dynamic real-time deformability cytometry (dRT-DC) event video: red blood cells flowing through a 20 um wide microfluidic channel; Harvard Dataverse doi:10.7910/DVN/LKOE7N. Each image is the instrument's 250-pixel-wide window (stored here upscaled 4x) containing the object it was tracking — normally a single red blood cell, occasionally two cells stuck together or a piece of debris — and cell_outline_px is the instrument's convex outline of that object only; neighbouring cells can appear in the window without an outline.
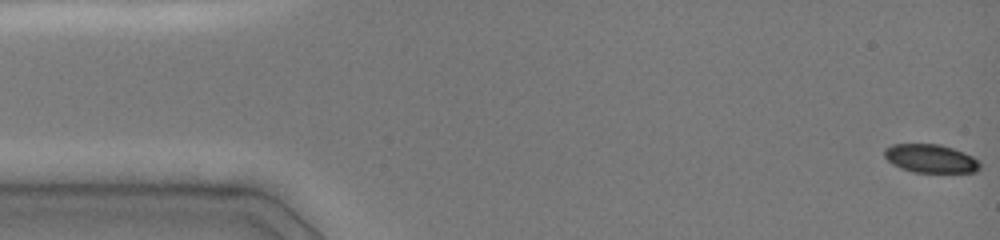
{"species": "common noctule bat (a hibernating species)", "species_latin": "Nyctalus noctula", "temperature_condition": "cold", "stored_images_in_passage": 47, "camera_frame_rate_fps": 3000, "um_per_image_px": 0.085, "animal": {"sex": "female", "body_mass_g": 19.0, "forearm_length_mm": 51.5}, "frame": {"image": 1, "passage_image": 1, "time_ms": 0.0, "image_size_px": [1000, 240], "cell_outline_px": [[980, 168], [976, 172], [912, 172], [900, 168], [892, 164], [884, 156], [884, 148], [892, 144], [940, 144], [964, 152], [972, 156], [980, 164]], "centroid_in_image_um": [79.07, 13.47], "position_along_channel_um": 5.9, "area_um2": 15.84}}
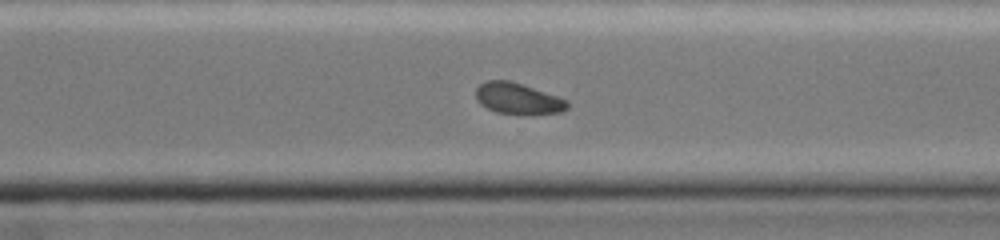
{"frame": {"image": 2, "passage_image": 34, "time_ms": 11.0, "image_size_px": [1000, 240], "cell_outline_px": [[568, 108], [560, 112], [496, 112], [480, 104], [476, 100], [476, 88], [480, 84], [488, 80], [508, 80], [568, 100]], "centroid_in_image_um": [43.96, 8.34], "position_along_channel_um": 326.6, "area_um2": 15.78}}
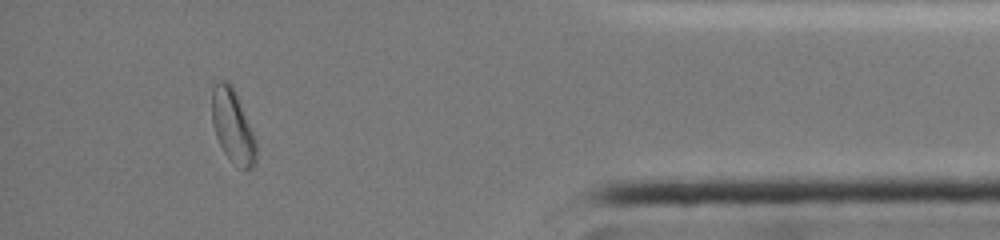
{"frame": {"image": 3, "passage_image": 43, "time_ms": 14.0, "image_size_px": [1000, 240], "cell_outline_px": [[256, 156], [252, 168], [244, 168], [228, 156], [224, 152], [216, 136], [212, 124], [212, 80], [228, 80], [232, 84], [236, 92], [256, 140]], "centroid_in_image_um": [19.75, 10.6], "position_along_channel_um": 415.5, "area_um2": 18.73}, "authors_computed_cell_mechanics": {"area_um2": 17.918, "velocity_mm_per_s": 4.0564, "shape_relaxation_time_tau1_ms": 2.9106, "shape_relaxation_time_tau2_ms": null, "deformation_change_tau1": 0.1114, "deformation_change_tau2": null}}